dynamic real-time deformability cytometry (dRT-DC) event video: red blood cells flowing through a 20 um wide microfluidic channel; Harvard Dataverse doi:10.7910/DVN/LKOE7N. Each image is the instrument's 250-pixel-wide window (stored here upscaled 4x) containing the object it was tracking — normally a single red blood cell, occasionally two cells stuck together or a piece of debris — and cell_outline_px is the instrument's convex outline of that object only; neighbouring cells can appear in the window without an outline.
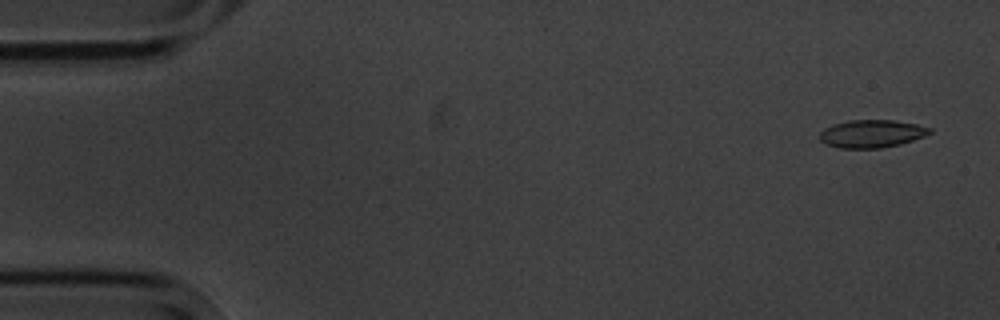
{"species": "common noctule bat (a hibernating species)", "species_latin": "Nyctalus noctula", "temperature_condition": "cold", "stored_images_in_passage": 8, "camera_frame_rate_fps": 3000, "um_per_image_px": 0.085, "animal": {"sex": "male", "body_mass_g": 20.1, "forearm_length_mm": 53.5}, "frame": {"image": 1, "passage_image": 1, "time_ms": 0.0, "image_size_px": [1000, 320], "cell_outline_px": [[932, 132], [924, 136], [900, 144], [880, 148], [840, 148], [824, 144], [820, 140], [820, 132], [824, 128], [832, 124], [848, 120], [896, 120], [916, 124], [932, 128]], "centroid_in_image_um": [74.07, 11.36], "position_along_channel_um": 10.9, "area_um2": 17.92}}
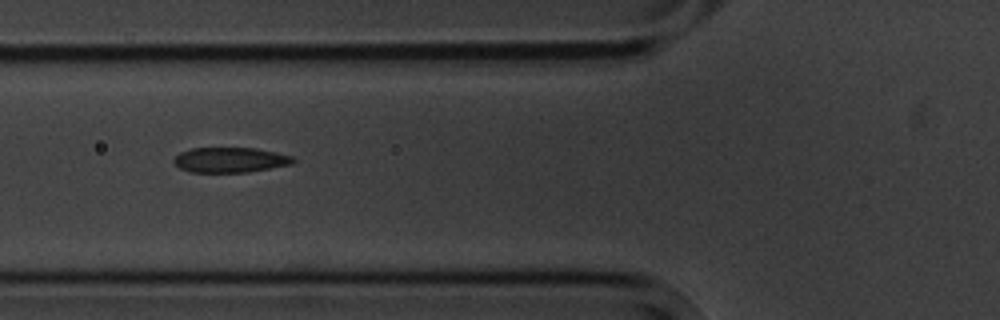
{"frame": {"image": 2, "passage_image": 6, "time_ms": 6.0, "image_size_px": [1000, 320], "cell_outline_px": [[296, 160], [292, 164], [248, 172], [188, 172], [180, 168], [172, 160], [180, 152], [192, 148], [256, 148], [276, 152], [292, 156]], "centroid_in_image_um": [19.57, 13.59], "position_along_channel_um": 106.2, "area_um2": 17.46}}
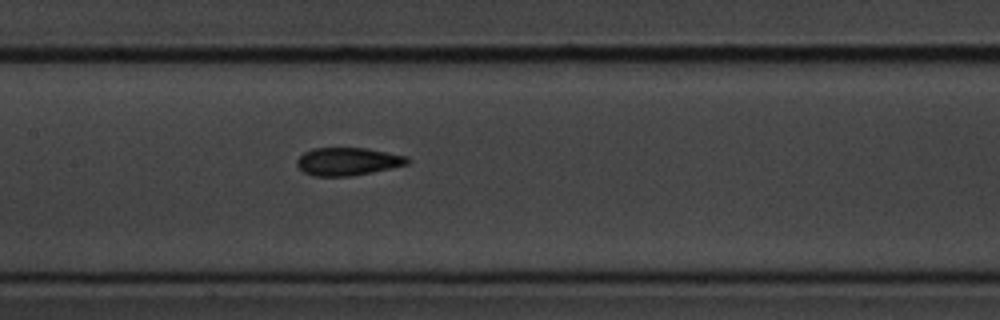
{"frame": {"image": 3, "passage_image": 8, "time_ms": 8.0, "image_size_px": [1000, 320], "cell_outline_px": [[408, 164], [372, 172], [352, 176], [312, 176], [304, 172], [296, 164], [296, 160], [304, 152], [312, 148], [368, 148], [408, 156]], "centroid_in_image_um": [29.55, 13.72], "position_along_channel_um": 177.9, "area_um2": 17.98}}